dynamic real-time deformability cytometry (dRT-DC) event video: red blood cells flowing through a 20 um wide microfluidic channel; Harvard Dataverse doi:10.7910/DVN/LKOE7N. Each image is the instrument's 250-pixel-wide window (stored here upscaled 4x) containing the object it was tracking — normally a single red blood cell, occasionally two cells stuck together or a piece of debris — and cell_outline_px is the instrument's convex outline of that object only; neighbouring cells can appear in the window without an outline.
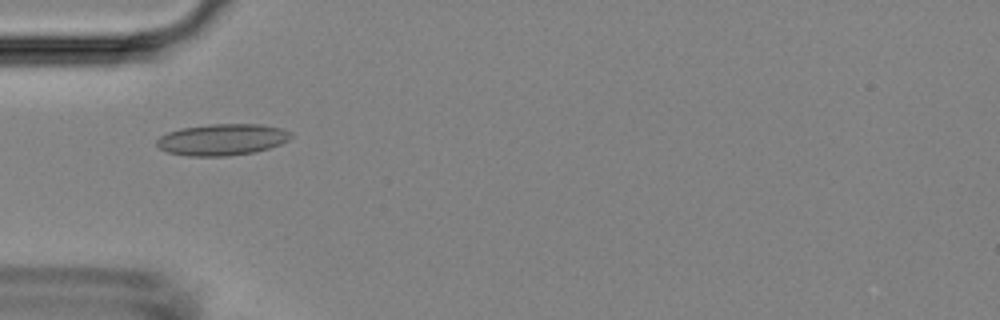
{"species": "Egyptian fruit bat (a non-hibernating species)", "species_latin": "Rousettus aegyptiacus", "temperature_condition": "room temperature", "stored_images_in_passage": 6, "camera_frame_rate_fps": 3000, "um_per_image_px": 0.085, "animal": {"sex": "female"}, "frame": {"image": 1, "passage_image": 5, "time_ms": 4.667, "image_size_px": [1000, 320], "cell_outline_px": [[292, 136], [288, 140], [280, 144], [256, 152], [228, 156], [188, 156], [168, 152], [160, 148], [156, 144], [156, 140], [160, 136], [168, 132], [180, 128], [208, 124], [264, 124], [280, 128], [292, 132]], "centroid_in_image_um": [18.89, 11.86], "position_along_channel_um": 66.1, "area_um2": 24.74}}